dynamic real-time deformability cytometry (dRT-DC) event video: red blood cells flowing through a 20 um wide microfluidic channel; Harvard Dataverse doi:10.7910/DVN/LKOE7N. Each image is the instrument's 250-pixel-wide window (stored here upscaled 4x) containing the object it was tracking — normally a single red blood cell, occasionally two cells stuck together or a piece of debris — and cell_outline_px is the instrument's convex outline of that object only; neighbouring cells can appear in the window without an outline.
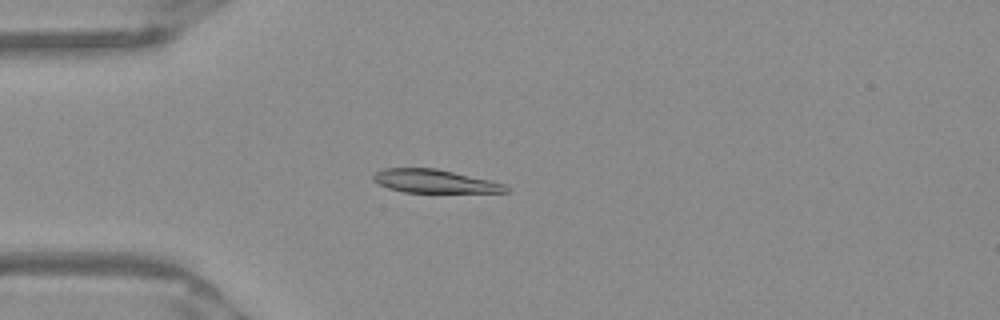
{"species": "Egyptian fruit bat (a non-hibernating species)", "species_latin": "Rousettus aegyptiacus", "temperature_condition": "warm", "stored_images_in_passage": 50, "camera_frame_rate_fps": 3000, "um_per_image_px": 0.085, "frame": {"image": 1, "passage_image": 13, "time_ms": 4.0, "image_size_px": [1000, 320], "cell_outline_px": [[508, 192], [404, 192], [388, 188], [372, 180], [372, 176], [376, 172], [384, 168], [436, 168], [488, 180], [504, 184], [508, 188]], "centroid_in_image_um": [36.88, 15.4], "position_along_channel_um": 48.1, "area_um2": 17.74}}
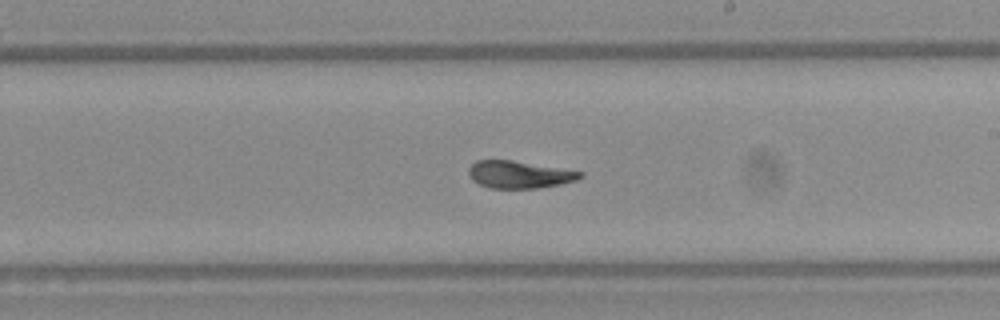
{"frame": {"image": 2, "passage_image": 29, "time_ms": 9.333, "image_size_px": [1000, 320], "cell_outline_px": [[584, 176], [576, 180], [560, 184], [536, 188], [488, 188], [472, 180], [468, 172], [468, 168], [476, 160], [512, 160], [584, 172]], "centroid_in_image_um": [44.13, 14.83], "position_along_channel_um": 244.9, "area_um2": 17.69}}
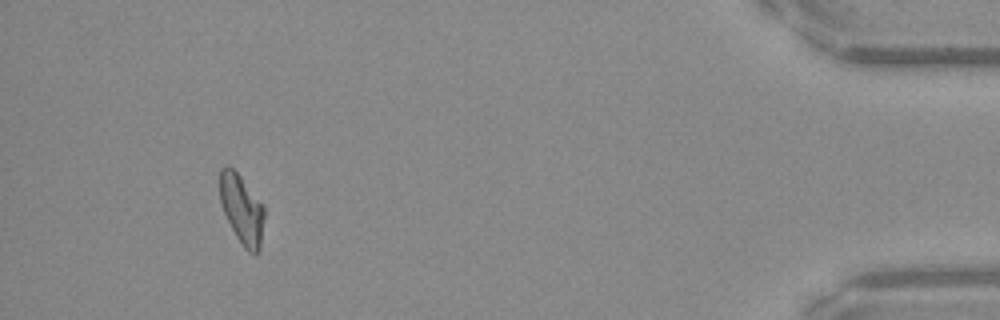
{"frame": {"image": 3, "passage_image": 47, "time_ms": 15.333, "image_size_px": [1000, 320], "cell_outline_px": [[264, 216], [260, 248], [256, 256], [248, 252], [244, 248], [236, 236], [220, 204], [220, 168], [228, 164], [240, 176], [264, 204]], "centroid_in_image_um": [20.56, 17.79], "position_along_channel_um": 414.6, "area_um2": 18.03}, "authors_computed_cell_mechanics": {"area_um2": 18.496, "velocity_mm_per_s": 3.939, "shape_relaxation_time_tau1_ms": 5.1618, "shape_relaxation_time_tau2_ms": 1.8762, "deformation_change_tau1": 0.2056, "deformation_change_tau2": 0.0843}}